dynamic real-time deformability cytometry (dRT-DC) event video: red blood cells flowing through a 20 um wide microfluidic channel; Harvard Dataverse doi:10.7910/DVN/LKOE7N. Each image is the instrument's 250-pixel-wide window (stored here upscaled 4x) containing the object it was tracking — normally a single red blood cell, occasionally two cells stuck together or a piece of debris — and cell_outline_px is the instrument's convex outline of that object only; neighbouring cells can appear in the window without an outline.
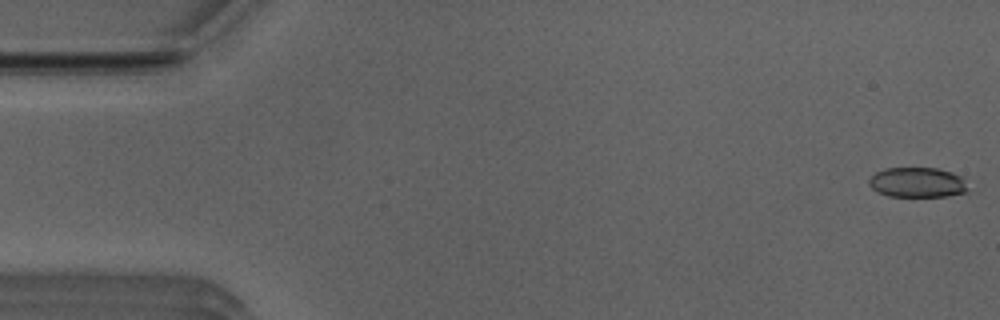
{"species": "Egyptian fruit bat (a non-hibernating species)", "species_latin": "Rousettus aegyptiacus", "temperature_condition": "room temperature", "stored_images_in_passage": 52, "camera_frame_rate_fps": 3000, "um_per_image_px": 0.085, "animal": {"sex": "male"}, "frame": {"image": 1, "passage_image": 1, "time_ms": 0.0, "image_size_px": [1000, 320], "cell_outline_px": [[968, 192], [948, 196], [888, 196], [876, 192], [868, 184], [868, 180], [876, 172], [884, 168], [936, 168], [952, 172], [960, 176], [968, 188]], "centroid_in_image_um": [77.95, 15.51], "position_along_channel_um": 7.0, "area_um2": 17.34}}
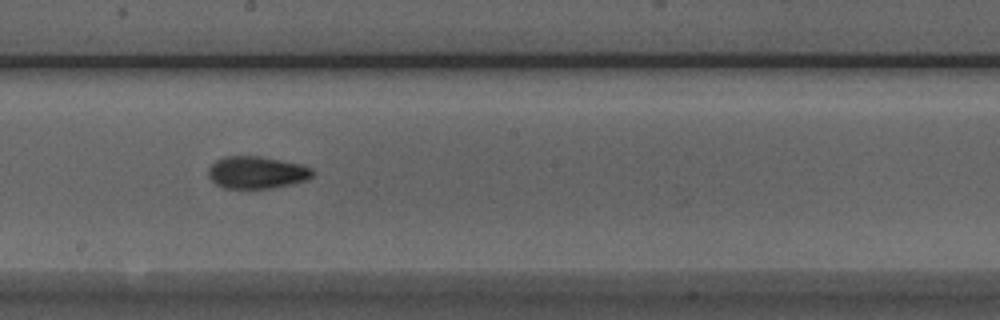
{"frame": {"image": 2, "passage_image": 28, "time_ms": 9.0, "image_size_px": [1000, 320], "cell_outline_px": [[316, 172], [308, 180], [268, 188], [224, 188], [216, 184], [208, 176], [208, 168], [216, 160], [224, 156], [260, 156], [300, 164], [312, 168]], "centroid_in_image_um": [21.82, 14.65], "position_along_channel_um": 226.4, "area_um2": 19.54}}
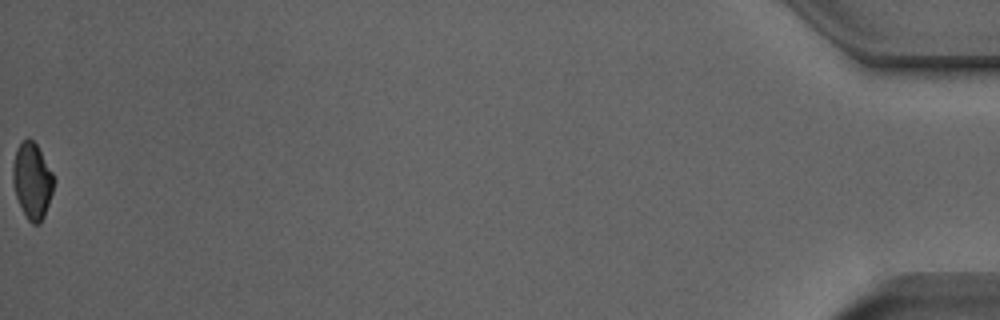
{"frame": {"image": 3, "passage_image": 52, "time_ms": 17.0, "image_size_px": [1000, 320], "cell_outline_px": [[56, 180], [44, 216], [40, 224], [32, 224], [28, 220], [16, 196], [12, 180], [12, 168], [16, 148], [28, 136], [36, 144], [52, 172]], "centroid_in_image_um": [2.74, 15.35], "position_along_channel_um": 432.5, "area_um2": 18.03}, "authors_computed_cell_mechanics": {"area_um2": 19.1029, "velocity_mm_per_s": 3.9481, "shape_relaxation_time_tau1_ms": 8.0943, "shape_relaxation_time_tau2_ms": 2.3261, "deformation_change_tau1": 0.1532, "deformation_change_tau2": 0.0608}}